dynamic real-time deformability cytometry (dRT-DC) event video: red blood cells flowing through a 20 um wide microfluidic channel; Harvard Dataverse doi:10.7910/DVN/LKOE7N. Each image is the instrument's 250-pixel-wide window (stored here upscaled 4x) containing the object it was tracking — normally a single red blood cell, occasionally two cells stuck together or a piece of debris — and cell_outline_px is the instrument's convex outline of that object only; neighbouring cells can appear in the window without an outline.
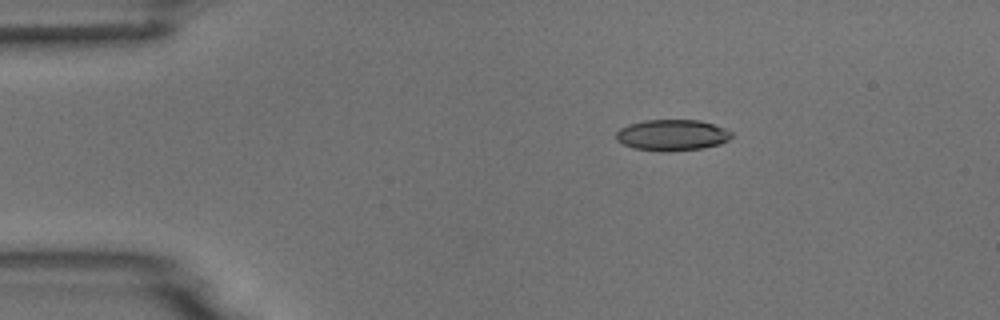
{"species": "common noctule bat (a hibernating species)", "species_latin": "Nyctalus noctula", "temperature_condition": "room temperature", "stored_images_in_passage": 2, "camera_frame_rate_fps": 3000, "um_per_image_px": 0.085, "animal": {"sex": "male", "body_mass_g": 18.8}, "frame": {"image": 1, "passage_image": 1, "time_ms": 0.0, "image_size_px": [1000, 320], "cell_outline_px": [[732, 136], [728, 140], [720, 144], [700, 148], [668, 152], [632, 148], [616, 140], [616, 132], [620, 128], [628, 124], [644, 120], [700, 120], [724, 128], [732, 132]], "centroid_in_image_um": [57.11, 11.48], "position_along_channel_um": 27.9, "area_um2": 20.92}}